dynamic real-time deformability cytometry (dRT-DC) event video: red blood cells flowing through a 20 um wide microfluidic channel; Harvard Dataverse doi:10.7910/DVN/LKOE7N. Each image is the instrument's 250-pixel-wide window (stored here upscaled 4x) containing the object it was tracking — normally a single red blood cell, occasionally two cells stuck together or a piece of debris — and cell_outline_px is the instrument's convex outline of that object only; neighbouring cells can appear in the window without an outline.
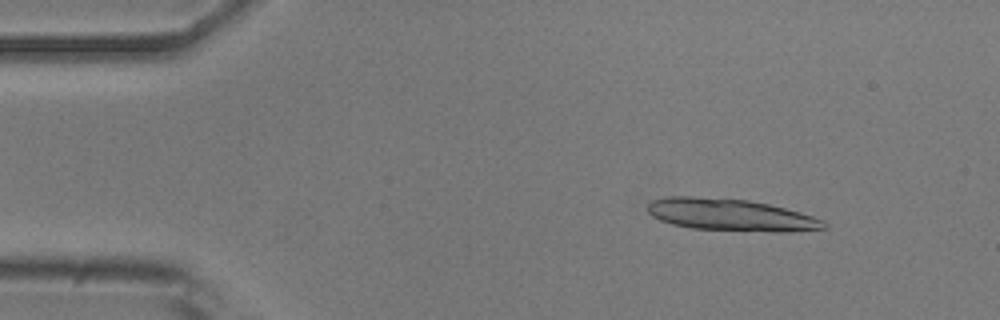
{"species": "common noctule bat (a hibernating species)", "species_latin": "Nyctalus noctula", "temperature_condition": "room temperature", "stored_images_in_passage": 13, "camera_frame_rate_fps": 3000, "um_per_image_px": 0.085, "animal": {"sex": "male", "body_mass_g": 20.5, "forearm_length_mm": 52.5}, "frame": {"image": 1, "passage_image": 6, "time_ms": 1.667, "image_size_px": [1000, 320], "cell_outline_px": [[828, 228], [788, 232], [776, 232], [692, 228], [672, 224], [660, 220], [652, 216], [648, 212], [648, 204], [652, 200], [668, 196], [692, 196], [748, 200], [768, 204], [800, 212], [824, 220], [828, 224]], "centroid_in_image_um": [62.13, 18.26], "position_along_channel_um": 22.9, "area_um2": 32.89}}